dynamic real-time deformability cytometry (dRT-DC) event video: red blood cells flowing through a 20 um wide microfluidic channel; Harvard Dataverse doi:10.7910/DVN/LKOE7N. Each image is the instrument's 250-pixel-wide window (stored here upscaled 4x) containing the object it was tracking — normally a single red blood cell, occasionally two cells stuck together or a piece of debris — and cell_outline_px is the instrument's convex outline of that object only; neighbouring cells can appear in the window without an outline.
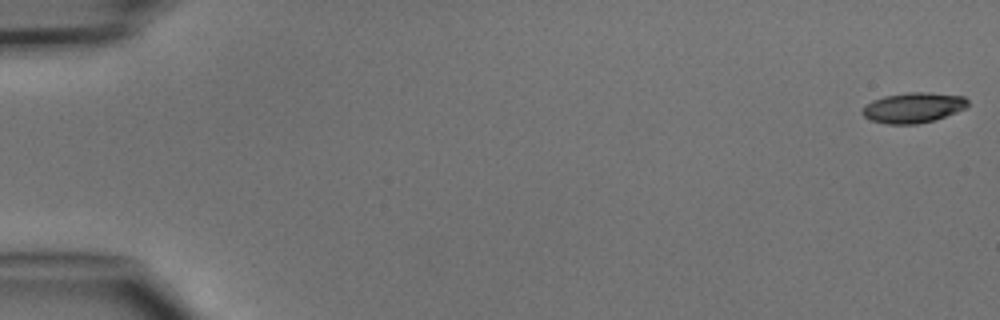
{"species": "common noctule bat (a hibernating species)", "species_latin": "Nyctalus noctula", "temperature_condition": "cold", "stored_images_in_passage": 5, "camera_frame_rate_fps": 3000, "um_per_image_px": 0.085, "animal": {"sex": "male", "body_mass_g": 15.6}, "frame": {"image": 1, "passage_image": 1, "time_ms": 0.0, "image_size_px": [1000, 320], "cell_outline_px": [[968, 108], [932, 120], [916, 124], [888, 124], [872, 120], [864, 116], [860, 112], [872, 100], [884, 96], [908, 92], [928, 92], [964, 96], [968, 100]], "centroid_in_image_um": [77.65, 9.14], "position_along_channel_um": 7.4, "area_um2": 18.5}}
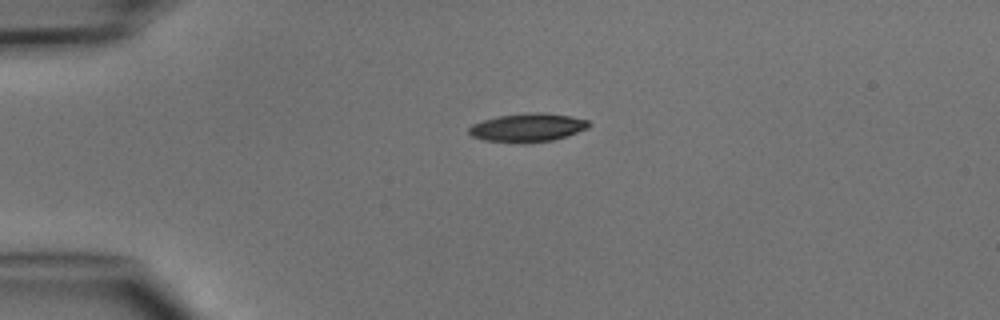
{"frame": {"image": 2, "passage_image": 4, "time_ms": 3.667, "image_size_px": [1000, 320], "cell_outline_px": [[588, 128], [552, 140], [524, 144], [484, 140], [472, 136], [468, 132], [468, 128], [472, 124], [496, 116], [528, 112], [540, 112], [572, 116], [588, 120]], "centroid_in_image_um": [44.8, 10.84], "position_along_channel_um": 40.2, "area_um2": 19.94}}